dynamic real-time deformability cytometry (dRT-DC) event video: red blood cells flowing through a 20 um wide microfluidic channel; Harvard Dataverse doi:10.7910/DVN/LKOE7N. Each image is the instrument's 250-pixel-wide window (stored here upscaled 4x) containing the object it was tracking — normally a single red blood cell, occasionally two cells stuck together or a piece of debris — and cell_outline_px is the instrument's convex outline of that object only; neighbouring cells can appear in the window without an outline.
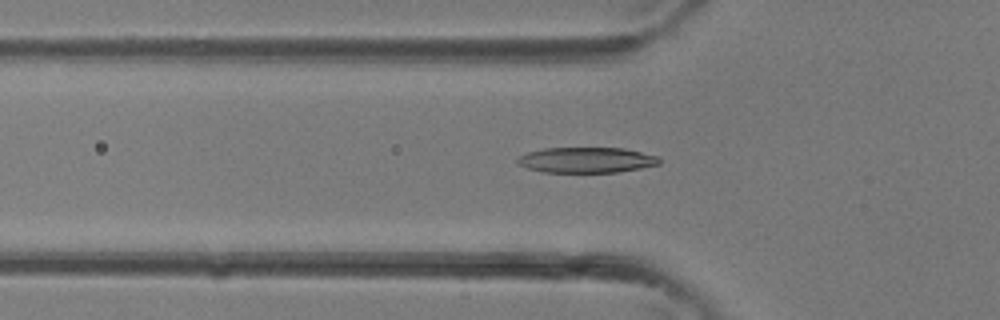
{"species": "common noctule bat (a hibernating species)", "species_latin": "Nyctalus noctula", "temperature_condition": "room temperature", "stored_images_in_passage": 29, "camera_frame_rate_fps": 3000, "um_per_image_px": 0.085, "animal": {"sex": "female"}, "frame": {"image": 1, "passage_image": 5, "time_ms": 1.333, "image_size_px": [1000, 320], "cell_outline_px": [[660, 164], [640, 168], [616, 172], [544, 172], [528, 168], [516, 164], [516, 160], [520, 156], [528, 152], [544, 148], [624, 148], [660, 156]], "centroid_in_image_um": [49.86, 13.6], "position_along_channel_um": 75.9, "area_um2": 21.1}}
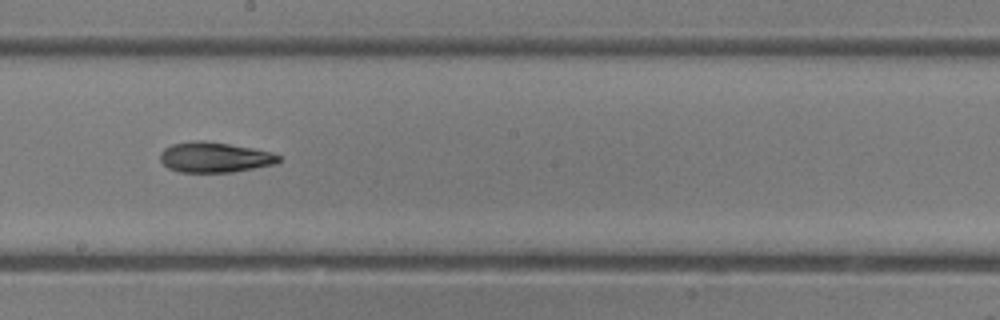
{"frame": {"image": 2, "passage_image": 13, "time_ms": 4.0, "image_size_px": [1000, 320], "cell_outline_px": [[280, 160], [276, 164], [232, 172], [180, 172], [168, 168], [160, 160], [160, 152], [164, 148], [172, 144], [192, 140], [204, 140], [252, 148], [272, 152], [280, 156]], "centroid_in_image_um": [18.23, 13.36], "position_along_channel_um": 230.0, "area_um2": 20.98}}
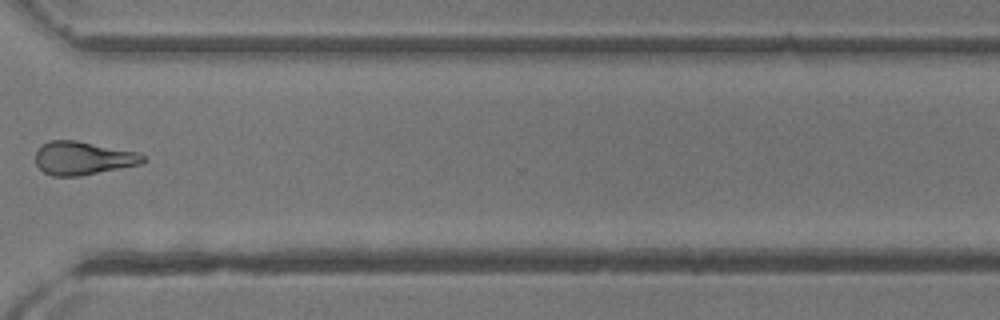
{"frame": {"image": 3, "passage_image": 20, "time_ms": 6.333, "image_size_px": [1000, 320], "cell_outline_px": [[148, 160], [140, 164], [80, 176], [52, 176], [44, 172], [36, 164], [36, 152], [40, 144], [48, 140], [76, 140], [136, 152], [144, 156]], "centroid_in_image_um": [7.02, 13.44], "position_along_channel_um": 363.6, "area_um2": 20.87}}